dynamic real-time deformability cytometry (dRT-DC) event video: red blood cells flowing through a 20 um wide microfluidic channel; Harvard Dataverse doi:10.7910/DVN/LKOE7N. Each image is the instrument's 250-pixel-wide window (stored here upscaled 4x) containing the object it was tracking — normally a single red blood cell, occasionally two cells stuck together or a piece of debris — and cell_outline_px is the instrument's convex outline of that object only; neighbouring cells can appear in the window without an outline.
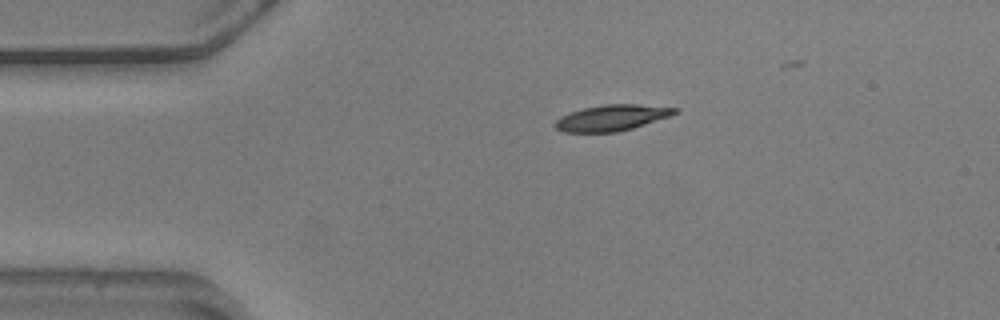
{"species": "common noctule bat (a hibernating species)", "species_latin": "Nyctalus noctula", "temperature_condition": "warm", "stored_images_in_passage": 21, "camera_frame_rate_fps": 3000, "um_per_image_px": 0.085, "animal": {"sex": "male", "body_mass_g": 20.5, "forearm_length_mm": 52.5}, "frame": {"image": 1, "passage_image": 1, "time_ms": 0.0, "image_size_px": [1000, 320], "cell_outline_px": [[680, 112], [672, 116], [632, 128], [616, 132], [564, 132], [556, 128], [552, 124], [560, 116], [584, 108], [604, 104], [636, 104], [680, 108]], "centroid_in_image_um": [52.04, 10.01], "position_along_channel_um": 33.0, "area_um2": 18.21}}
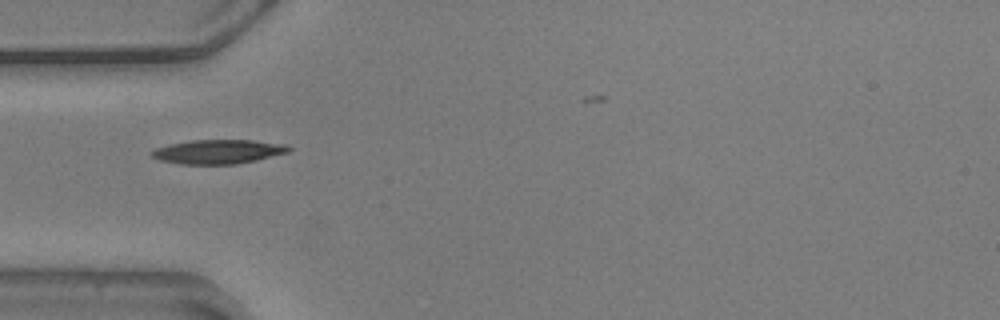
{"frame": {"image": 2, "passage_image": 7, "time_ms": 2.0, "image_size_px": [1000, 320], "cell_outline_px": [[292, 148], [288, 152], [256, 160], [236, 164], [180, 164], [160, 160], [152, 156], [148, 152], [156, 148], [168, 144], [192, 140], [252, 140], [288, 144]], "centroid_in_image_um": [18.54, 12.88], "position_along_channel_um": 66.5, "area_um2": 19.36}}
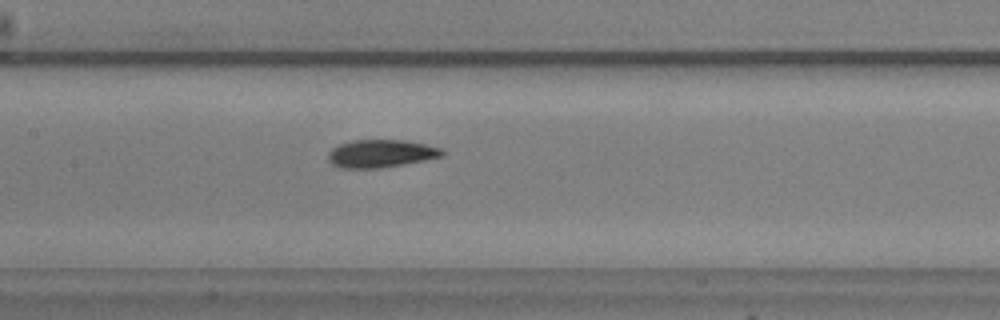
{"frame": {"image": 3, "passage_image": 16, "time_ms": 5.0, "image_size_px": [1000, 320], "cell_outline_px": [[444, 156], [404, 164], [380, 168], [340, 168], [332, 164], [328, 160], [328, 152], [332, 148], [340, 144], [352, 140], [404, 140], [424, 144], [440, 148], [444, 152]], "centroid_in_image_um": [32.35, 13.05], "position_along_channel_um": 175.1, "area_um2": 18.44}}